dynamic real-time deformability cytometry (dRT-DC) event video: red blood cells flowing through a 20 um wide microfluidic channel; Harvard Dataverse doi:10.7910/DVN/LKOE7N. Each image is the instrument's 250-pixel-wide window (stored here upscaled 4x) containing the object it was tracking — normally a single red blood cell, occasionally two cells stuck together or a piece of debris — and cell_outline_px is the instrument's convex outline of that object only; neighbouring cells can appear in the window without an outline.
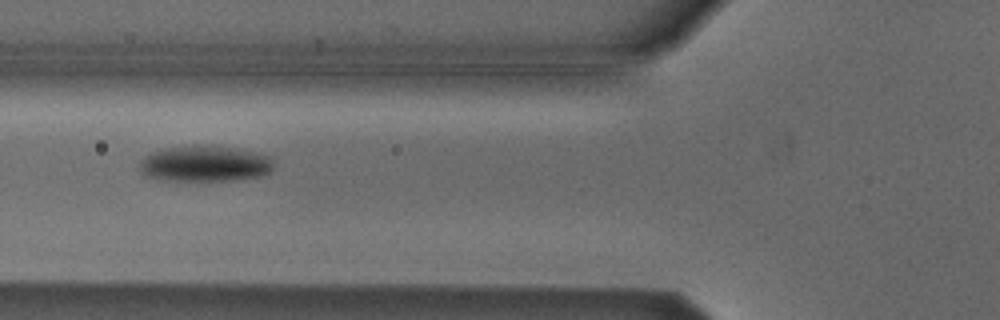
{"species": "Egyptian fruit bat (a non-hibernating species)", "species_latin": "Rousettus aegyptiacus", "temperature_condition": "cold", "stored_images_in_passage": 4, "camera_frame_rate_fps": 3000, "um_per_image_px": 0.085, "animal": {"sex": "male"}, "frame": {"image": 1, "passage_image": 2, "time_ms": 0.333, "image_size_px": [1000, 320], "cell_outline_px": [[272, 168], [268, 172], [260, 176], [232, 180], [156, 180], [144, 176], [136, 168], [140, 160], [144, 156], [160, 148], [208, 144], [236, 148], [260, 152], [272, 156]], "centroid_in_image_um": [17.35, 13.89], "position_along_channel_um": 108.5, "area_um2": 28.78}}
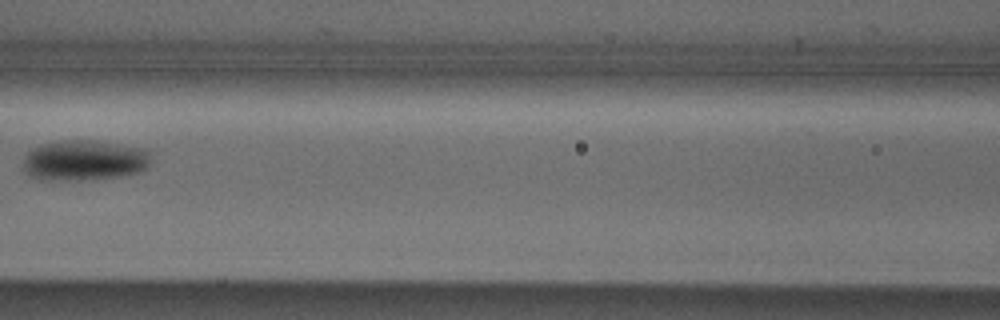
{"frame": {"image": 2, "passage_image": 3, "time_ms": 0.667, "image_size_px": [1000, 320], "cell_outline_px": [[152, 164], [144, 172], [120, 176], [84, 180], [40, 180], [28, 176], [24, 168], [24, 156], [32, 148], [40, 144], [64, 140], [96, 140], [144, 148], [148, 152], [152, 160]], "centroid_in_image_um": [7.2, 13.63], "position_along_channel_um": 159.4, "area_um2": 30.81}}
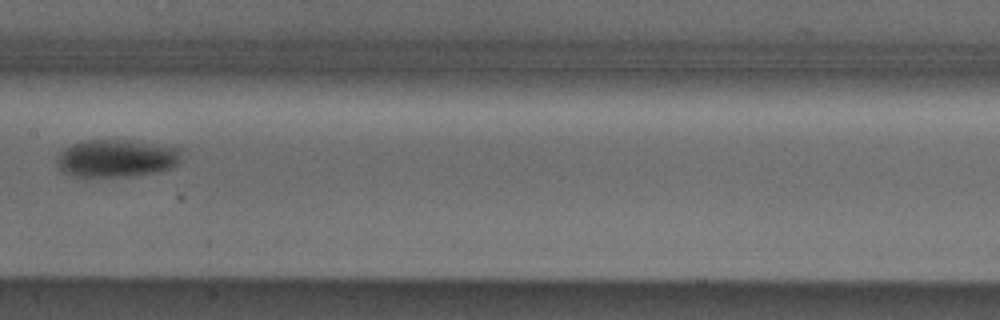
{"frame": {"image": 3, "passage_image": 4, "time_ms": 1.0, "image_size_px": [1000, 320], "cell_outline_px": [[184, 148], [180, 160], [172, 168], [160, 172], [128, 176], [76, 176], [60, 172], [56, 168], [56, 156], [64, 148], [72, 144], [84, 140], [128, 140]], "centroid_in_image_um": [9.9, 13.45], "position_along_channel_um": 197.5, "area_um2": 27.74}}